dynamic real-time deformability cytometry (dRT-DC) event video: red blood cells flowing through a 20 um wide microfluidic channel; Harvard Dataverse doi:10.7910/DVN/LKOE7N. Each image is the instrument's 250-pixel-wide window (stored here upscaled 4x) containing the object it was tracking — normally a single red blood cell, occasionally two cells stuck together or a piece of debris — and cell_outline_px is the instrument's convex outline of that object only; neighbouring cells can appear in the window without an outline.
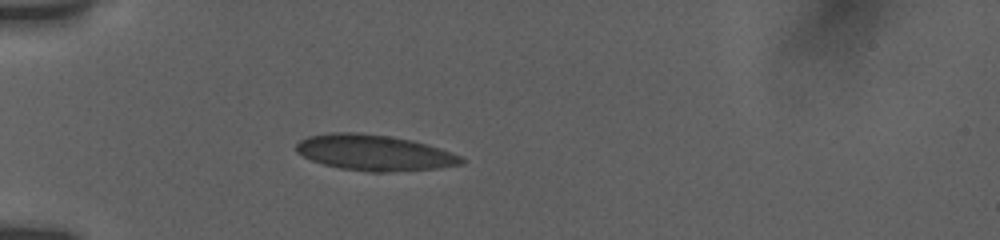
{"species": "human", "species_latin": "Homo sapiens", "temperature_condition": "room temperature", "stored_images_in_passage": 9, "camera_frame_rate_fps": 3000, "um_per_image_px": 0.085, "donor": {"sex": "female"}, "frame": {"image": 1, "passage_image": 6, "time_ms": 3.0, "image_size_px": [1000, 240], "cell_outline_px": [[464, 164], [436, 168], [388, 172], [372, 172], [340, 168], [324, 164], [312, 160], [296, 152], [296, 144], [300, 140], [308, 136], [332, 132], [352, 132], [388, 136], [412, 140], [428, 144], [460, 156], [464, 160]], "centroid_in_image_um": [31.8, 12.98], "position_along_channel_um": 53.2, "area_um2": 34.16}}
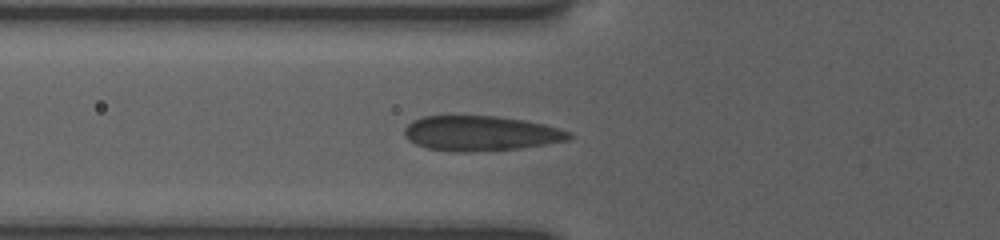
{"frame": {"image": 2, "passage_image": 8, "time_ms": 4.333, "image_size_px": [1000, 240], "cell_outline_px": [[572, 136], [568, 140], [520, 148], [468, 152], [448, 152], [428, 148], [416, 144], [408, 140], [404, 136], [404, 128], [412, 120], [424, 116], [496, 116], [524, 120], [544, 124], [560, 128], [568, 132]], "centroid_in_image_um": [40.81, 11.33], "position_along_channel_um": 85.0, "area_um2": 33.58}}